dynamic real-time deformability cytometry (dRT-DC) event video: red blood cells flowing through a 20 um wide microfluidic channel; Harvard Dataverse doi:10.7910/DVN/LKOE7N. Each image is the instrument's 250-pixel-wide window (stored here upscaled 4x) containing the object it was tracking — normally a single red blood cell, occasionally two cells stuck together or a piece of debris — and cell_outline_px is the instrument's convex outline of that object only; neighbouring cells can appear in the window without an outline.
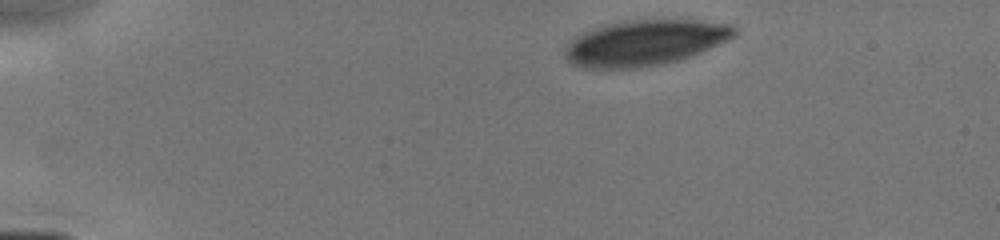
{"species": "human", "species_latin": "Homo sapiens", "temperature_condition": "cold", "stored_images_in_passage": 28, "segment_of_instrument_passage": [1, 2], "camera_frame_rate_fps": 3000, "um_per_image_px": 0.085, "donor": {"sex": "male"}, "frame": {"image": 1, "passage_image": 1, "time_ms": 0.0, "image_size_px": [1000, 240], "cell_outline_px": [[736, 36], [728, 40], [692, 56], [680, 60], [660, 64], [636, 68], [584, 68], [572, 64], [564, 56], [564, 52], [568, 40], [592, 28], [624, 20], [700, 20], [732, 24], [736, 28]], "centroid_in_image_um": [54.81, 3.63], "position_along_channel_um": 30.2, "area_um2": 45.26}}
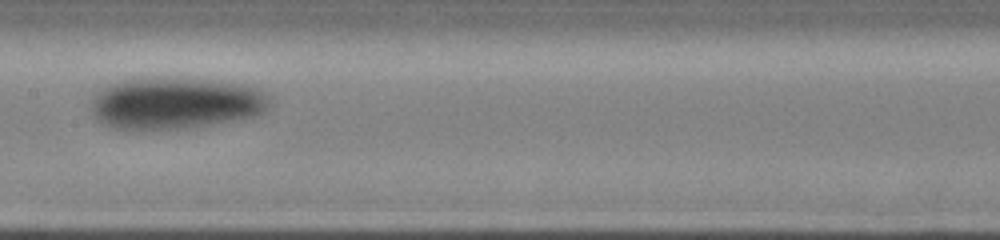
{"frame": {"image": 2, "passage_image": 14, "time_ms": 5.667, "image_size_px": [1000, 240], "cell_outline_px": [[272, 104], [260, 116], [184, 128], [116, 128], [104, 124], [92, 112], [92, 100], [96, 92], [100, 88], [120, 80], [132, 76], [180, 76], [216, 80], [244, 84], [256, 88], [272, 96]], "centroid_in_image_um": [14.97, 8.7], "position_along_channel_um": 192.4, "area_um2": 54.97}}
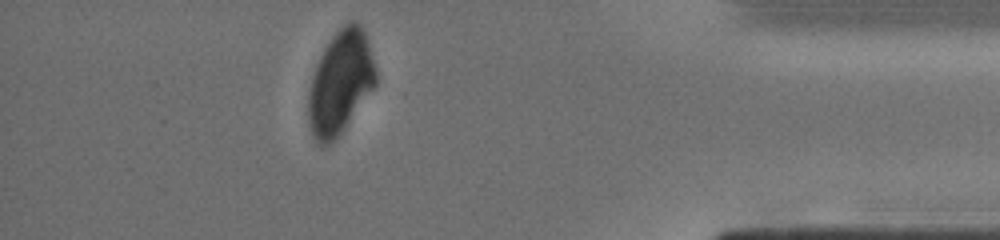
{"frame": {"image": 3, "passage_image": 25, "time_ms": 11.333, "image_size_px": [1000, 240], "cell_outline_px": [[376, 84], [344, 128], [332, 144], [324, 148], [312, 136], [308, 124], [308, 92], [312, 76], [316, 64], [324, 48], [332, 36], [344, 24], [352, 20], [360, 24], [368, 40], [376, 68]], "centroid_in_image_um": [28.91, 7.03], "position_along_channel_um": 406.3, "area_um2": 40.58}}